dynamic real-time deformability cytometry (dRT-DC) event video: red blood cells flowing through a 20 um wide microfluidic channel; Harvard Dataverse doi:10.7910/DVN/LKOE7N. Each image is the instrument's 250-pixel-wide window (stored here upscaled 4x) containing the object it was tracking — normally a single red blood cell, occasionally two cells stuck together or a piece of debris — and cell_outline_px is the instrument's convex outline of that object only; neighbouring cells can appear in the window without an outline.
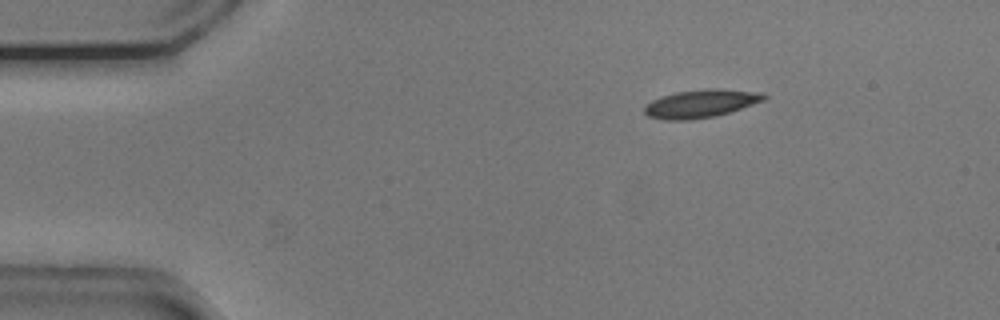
{"species": "common noctule bat (a hibernating species)", "species_latin": "Nyctalus noctula", "temperature_condition": "cold", "stored_images_in_passage": 47, "camera_frame_rate_fps": 3000, "um_per_image_px": 0.085, "animal": {"sex": "male", "body_mass_g": 20.5, "forearm_length_mm": 52.5}, "frame": {"image": 1, "passage_image": 1, "time_ms": 0.0, "image_size_px": [1000, 320], "cell_outline_px": [[768, 96], [764, 100], [716, 116], [692, 120], [664, 120], [648, 116], [644, 112], [644, 104], [660, 96], [676, 92], [708, 88], [720, 88], [764, 92]], "centroid_in_image_um": [59.55, 8.79], "position_along_channel_um": 25.4, "area_um2": 19.77}}
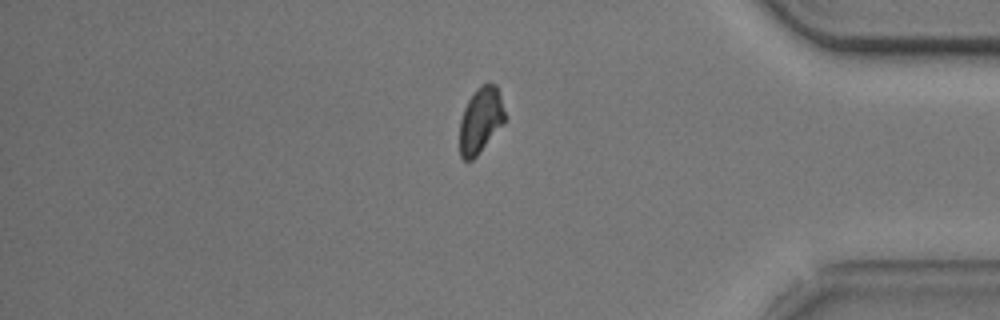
{"frame": {"image": 2, "passage_image": 38, "time_ms": 12.333, "image_size_px": [1000, 320], "cell_outline_px": [[508, 120], [476, 156], [472, 160], [464, 160], [460, 156], [460, 120], [464, 108], [468, 100], [476, 88], [480, 84], [488, 80], [496, 84]], "centroid_in_image_um": [40.88, 10.17], "position_along_channel_um": 394.3, "area_um2": 17.74}}
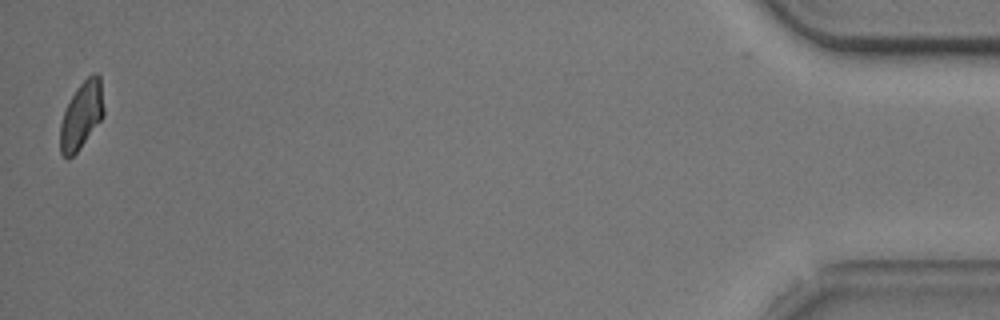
{"frame": {"image": 3, "passage_image": 46, "time_ms": 15.0, "image_size_px": [1000, 320], "cell_outline_px": [[104, 116], [80, 148], [68, 160], [60, 152], [60, 124], [64, 112], [76, 88], [92, 72], [96, 72], [100, 76], [104, 108]], "centroid_in_image_um": [6.94, 9.79], "position_along_channel_um": 428.3, "area_um2": 17.05}, "authors_computed_cell_mechanics": {"area_um2": 18.6694, "velocity_mm_per_s": 3.732, "shape_relaxation_time_tau1_ms": 2.4944, "shape_relaxation_time_tau2_ms": 7.9764, "deformation_change_tau1": 0.1003, "deformation_change_tau2": 0.127}}